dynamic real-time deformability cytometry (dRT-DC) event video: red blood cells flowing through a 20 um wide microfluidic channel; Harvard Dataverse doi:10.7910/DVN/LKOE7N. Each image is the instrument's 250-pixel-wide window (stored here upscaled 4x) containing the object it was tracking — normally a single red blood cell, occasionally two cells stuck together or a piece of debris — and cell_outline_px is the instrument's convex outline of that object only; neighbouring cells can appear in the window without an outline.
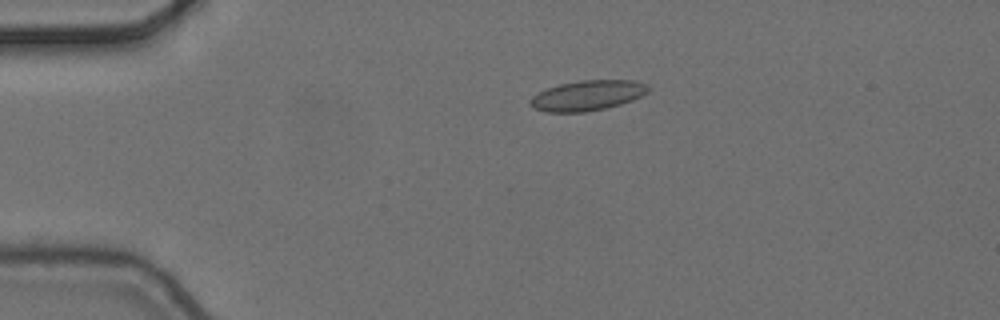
{"species": "common noctule bat (a hibernating species)", "species_latin": "Nyctalus noctula", "temperature_condition": "cold", "stored_images_in_passage": 5, "camera_frame_rate_fps": 3000, "um_per_image_px": 0.085, "animal": {"sex": "female", "body_mass_g": 24.6, "forearm_length_mm": 56.2}, "frame": {"image": 1, "passage_image": 4, "time_ms": 1.0, "image_size_px": [1000, 320], "cell_outline_px": [[648, 92], [632, 100], [620, 104], [604, 108], [584, 112], [544, 112], [532, 108], [528, 104], [528, 100], [532, 96], [548, 88], [560, 84], [580, 80], [632, 80], [648, 84]], "centroid_in_image_um": [49.89, 8.12], "position_along_channel_um": 35.1, "area_um2": 20.75}}